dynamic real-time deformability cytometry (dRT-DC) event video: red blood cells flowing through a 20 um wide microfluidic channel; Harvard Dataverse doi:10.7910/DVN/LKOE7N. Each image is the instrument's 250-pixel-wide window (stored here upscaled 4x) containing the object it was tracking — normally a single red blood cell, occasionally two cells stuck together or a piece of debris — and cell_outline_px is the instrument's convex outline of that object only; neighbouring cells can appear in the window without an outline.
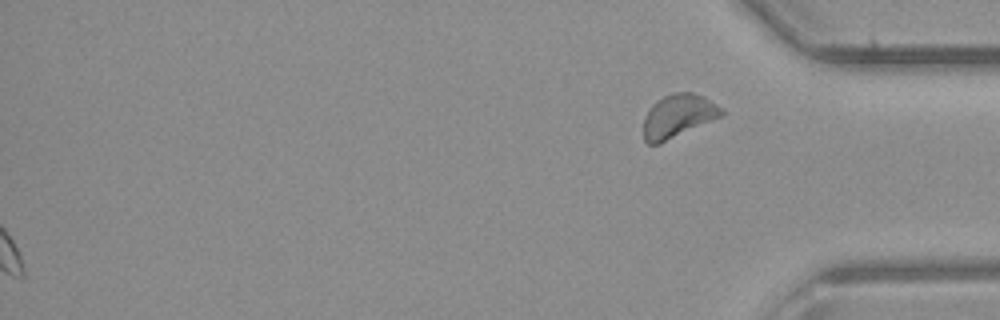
{"species": "common noctule bat (a hibernating species)", "species_latin": "Nyctalus noctula", "temperature_condition": "room temperature", "stored_images_in_passage": 33, "segment_of_instrument_passage": [2, 2], "camera_frame_rate_fps": 3000, "um_per_image_px": 0.085, "animal": {"sex": "male", "body_mass_g": 23.1, "forearm_length_mm": 52.7}, "frame": {"image": 1, "passage_image": 33, "time_ms": 10.667, "image_size_px": [1000, 320], "cell_outline_px": [[724, 116], [660, 144], [648, 144], [644, 140], [644, 116], [652, 104], [656, 100], [672, 92], [692, 92], [704, 96], [724, 108]], "centroid_in_image_um": [57.67, 9.86], "position_along_channel_um": 377.5, "area_um2": 20.11}}